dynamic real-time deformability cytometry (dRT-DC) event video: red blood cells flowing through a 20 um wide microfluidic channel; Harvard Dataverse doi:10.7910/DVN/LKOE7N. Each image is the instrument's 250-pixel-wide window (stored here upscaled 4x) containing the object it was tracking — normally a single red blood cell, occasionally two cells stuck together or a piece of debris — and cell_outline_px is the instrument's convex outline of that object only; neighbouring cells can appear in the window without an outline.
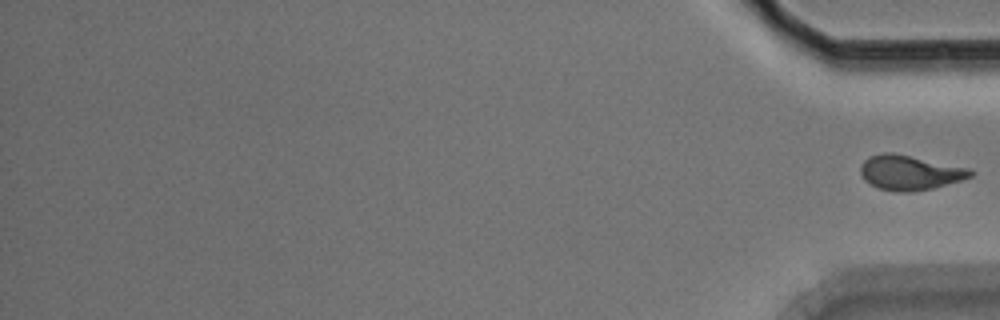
{"species": "Egyptian fruit bat (a non-hibernating species)", "species_latin": "Rousettus aegyptiacus", "temperature_condition": "room temperature", "stored_images_in_passage": 55, "segment_of_instrument_passage": [2, 2], "camera_frame_rate_fps": 3000, "um_per_image_px": 0.085, "animal": {"sex": "male"}, "frame": {"image": 1, "passage_image": 55, "time_ms": 18.0, "image_size_px": [1000, 320], "cell_outline_px": [[976, 172], [972, 176], [960, 180], [932, 188], [908, 192], [896, 192], [880, 188], [864, 180], [860, 172], [860, 168], [864, 160], [868, 156], [884, 152], [892, 152], [972, 168]], "centroid_in_image_um": [77.35, 14.65], "position_along_channel_um": 357.8, "area_um2": 22.31}}